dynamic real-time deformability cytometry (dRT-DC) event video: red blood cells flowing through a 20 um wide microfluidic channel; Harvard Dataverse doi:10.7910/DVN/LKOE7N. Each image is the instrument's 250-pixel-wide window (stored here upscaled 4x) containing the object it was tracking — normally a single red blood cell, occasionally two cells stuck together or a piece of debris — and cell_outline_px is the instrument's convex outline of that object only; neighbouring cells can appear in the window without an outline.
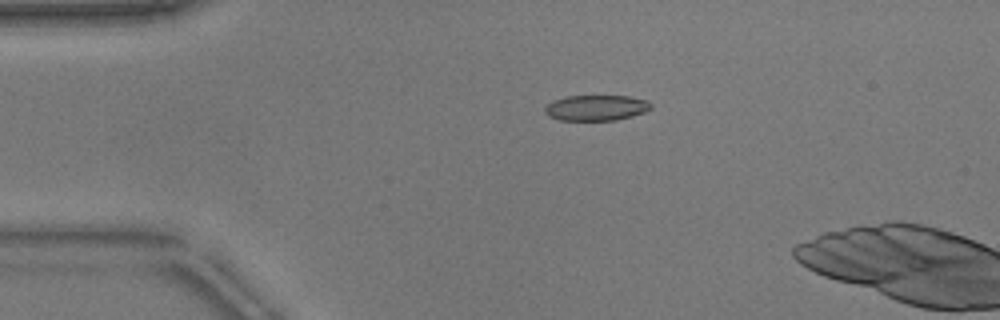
{"species": "common noctule bat (a hibernating species)", "species_latin": "Nyctalus noctula", "temperature_condition": "warm", "stored_images_in_passage": 3, "camera_frame_rate_fps": 3000, "um_per_image_px": 0.085, "animal": {"sex": "male", "body_mass_g": 17.9}, "frame": {"image": 1, "passage_image": 1, "time_ms": 0.0, "image_size_px": [1000, 320], "cell_outline_px": [[652, 108], [644, 112], [632, 116], [616, 120], [560, 120], [548, 116], [544, 112], [544, 108], [552, 100], [568, 96], [628, 96], [648, 100], [652, 104]], "centroid_in_image_um": [50.68, 9.16], "position_along_channel_um": 34.3, "area_um2": 15.9}}